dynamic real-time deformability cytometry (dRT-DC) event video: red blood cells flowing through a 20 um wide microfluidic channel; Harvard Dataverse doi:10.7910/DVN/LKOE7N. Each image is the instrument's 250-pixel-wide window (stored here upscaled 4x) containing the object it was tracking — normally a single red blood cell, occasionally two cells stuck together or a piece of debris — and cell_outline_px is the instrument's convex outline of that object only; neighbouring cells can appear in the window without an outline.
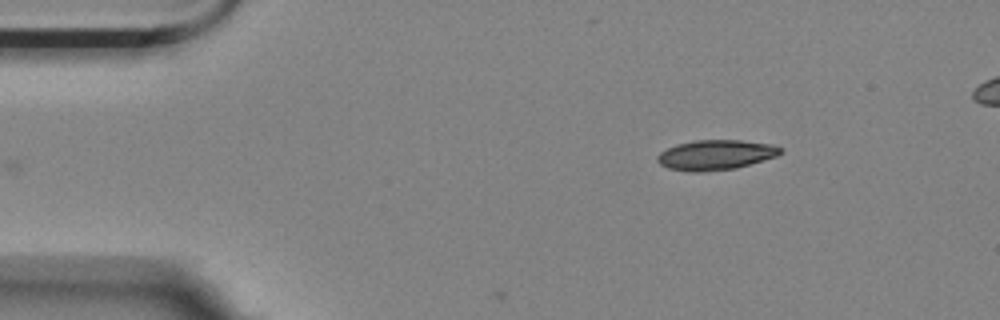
{"species": "Egyptian fruit bat (a non-hibernating species)", "species_latin": "Rousettus aegyptiacus", "temperature_condition": "room temperature", "stored_images_in_passage": 3, "camera_frame_rate_fps": 3000, "um_per_image_px": 0.085, "animal": {"sex": "female"}, "frame": {"image": 1, "passage_image": 1, "time_ms": 0.0, "image_size_px": [1000, 320], "cell_outline_px": [[784, 152], [776, 156], [736, 168], [700, 172], [692, 172], [668, 168], [660, 164], [656, 160], [656, 156], [660, 152], [676, 144], [696, 140], [740, 140], [772, 144], [780, 148]], "centroid_in_image_um": [60.81, 13.16], "position_along_channel_um": 24.2, "area_um2": 21.44}}